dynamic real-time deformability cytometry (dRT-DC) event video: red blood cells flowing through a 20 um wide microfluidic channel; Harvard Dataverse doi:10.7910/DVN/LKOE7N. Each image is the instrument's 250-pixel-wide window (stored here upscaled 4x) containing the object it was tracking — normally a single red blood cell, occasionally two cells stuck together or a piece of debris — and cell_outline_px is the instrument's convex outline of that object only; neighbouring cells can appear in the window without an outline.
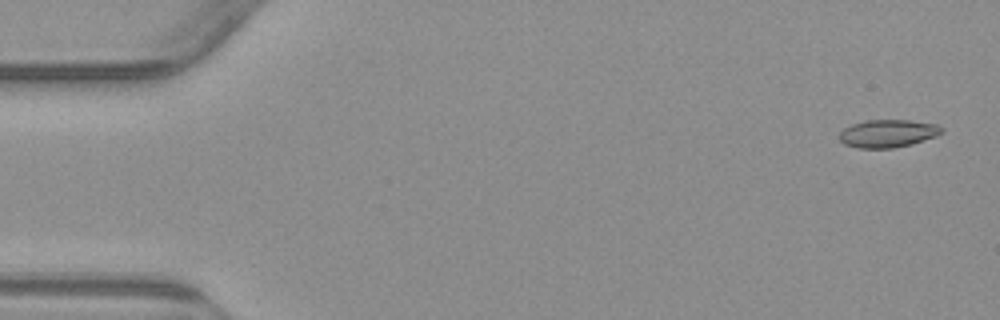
{"species": "common noctule bat (a hibernating species)", "species_latin": "Nyctalus noctula", "temperature_condition": "warm", "stored_images_in_passage": 54, "camera_frame_rate_fps": 3000, "um_per_image_px": 0.085, "animal": {"sex": "male", "body_mass_g": 23.1, "forearm_length_mm": 52.7}, "frame": {"image": 1, "passage_image": 2, "time_ms": 0.333, "image_size_px": [1000, 320], "cell_outline_px": [[944, 132], [936, 136], [912, 144], [892, 148], [856, 148], [844, 144], [840, 140], [840, 132], [844, 128], [852, 124], [864, 120], [908, 120], [936, 124], [944, 128]], "centroid_in_image_um": [75.47, 11.34], "position_along_channel_um": 9.5, "area_um2": 16.65}}
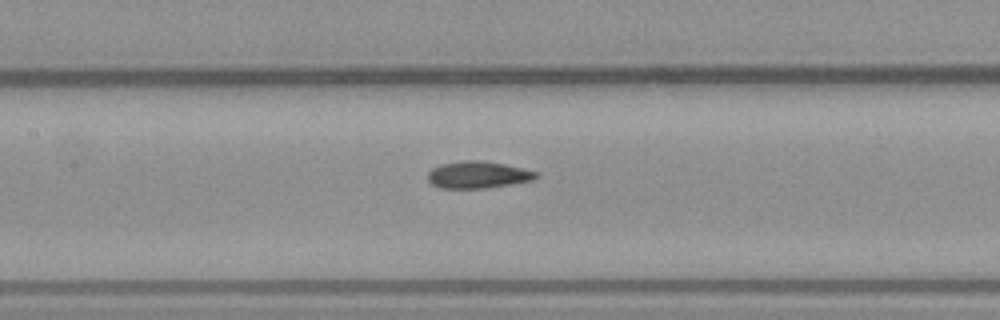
{"frame": {"image": 2, "passage_image": 25, "time_ms": 8.0, "image_size_px": [1000, 320], "cell_outline_px": [[540, 176], [536, 180], [484, 188], [440, 188], [432, 184], [428, 180], [428, 172], [432, 168], [440, 164], [464, 160], [480, 160], [504, 164], [540, 172]], "centroid_in_image_um": [40.66, 14.85], "position_along_channel_um": 166.7, "area_um2": 17.17}}
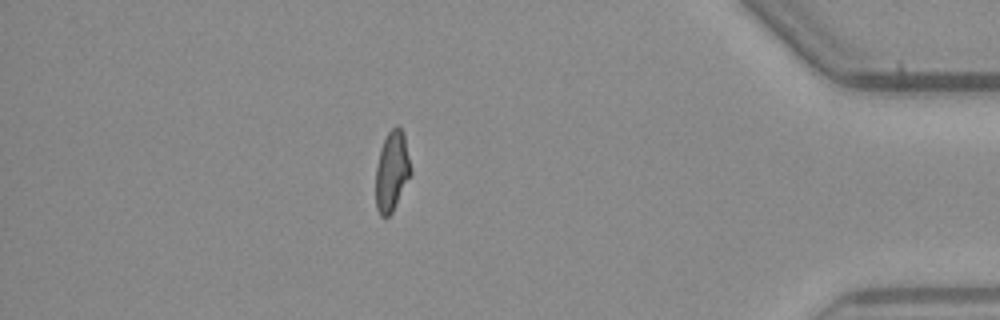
{"frame": {"image": 3, "passage_image": 47, "time_ms": 15.333, "image_size_px": [1000, 320], "cell_outline_px": [[412, 172], [392, 212], [388, 216], [380, 216], [376, 208], [376, 168], [380, 148], [388, 132], [396, 124], [404, 132]], "centroid_in_image_um": [33.31, 14.53], "position_along_channel_um": 401.9, "area_um2": 16.3}, "authors_computed_cell_mechanics": {"area_um2": 16.9065, "velocity_mm_per_s": 3.8353, "shape_relaxation_time_tau1_ms": null, "shape_relaxation_time_tau2_ms": 2.003, "deformation_change_tau1": null, "deformation_change_tau2": 0.0752}}